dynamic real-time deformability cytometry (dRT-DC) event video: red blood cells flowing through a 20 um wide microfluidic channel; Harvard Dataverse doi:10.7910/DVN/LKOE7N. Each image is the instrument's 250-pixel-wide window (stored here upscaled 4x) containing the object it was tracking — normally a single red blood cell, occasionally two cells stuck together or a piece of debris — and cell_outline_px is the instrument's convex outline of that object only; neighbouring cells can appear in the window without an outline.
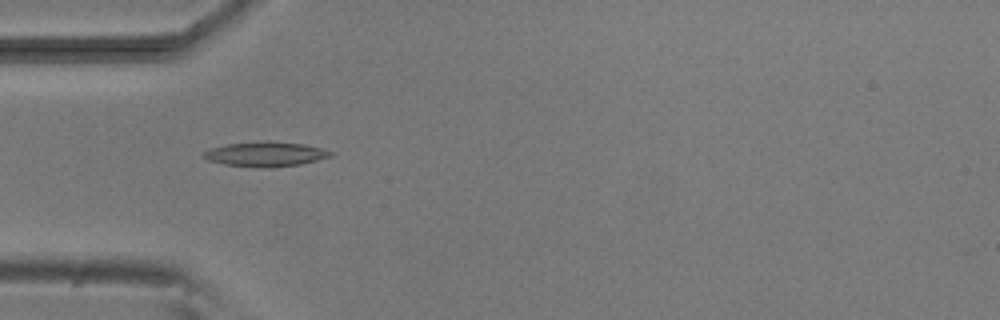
{"species": "common noctule bat (a hibernating species)", "species_latin": "Nyctalus noctula", "temperature_condition": "room temperature", "stored_images_in_passage": 6, "camera_frame_rate_fps": 3000, "um_per_image_px": 0.085, "animal": {"sex": "male", "body_mass_g": 20.5, "forearm_length_mm": 52.5}, "frame": {"image": 1, "passage_image": 4, "time_ms": 4.0, "image_size_px": [1000, 320], "cell_outline_px": [[336, 152], [332, 156], [300, 164], [272, 168], [264, 168], [224, 164], [208, 160], [204, 156], [204, 152], [208, 148], [228, 144], [264, 140], [268, 140], [304, 144]], "centroid_in_image_um": [22.59, 13.09], "position_along_channel_um": 62.4, "area_um2": 18.44}}
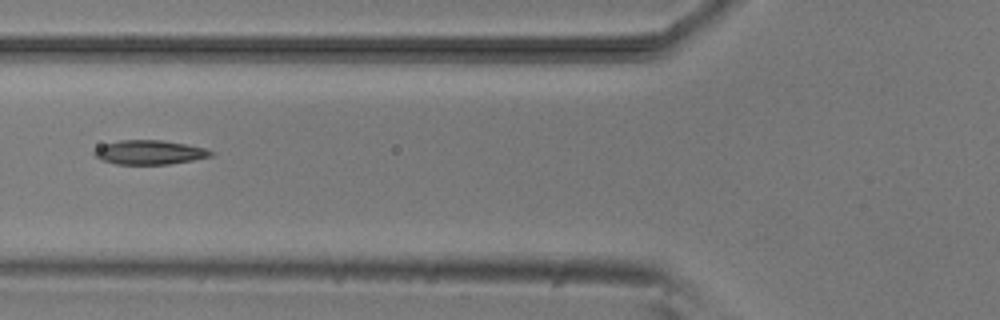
{"frame": {"image": 2, "passage_image": 5, "time_ms": 5.333, "image_size_px": [1000, 320], "cell_outline_px": [[216, 152], [212, 156], [192, 160], [168, 164], [116, 164], [100, 160], [92, 152], [96, 148], [104, 144], [120, 140], [164, 140], [204, 148]], "centroid_in_image_um": [12.69, 12.95], "position_along_channel_um": 113.1, "area_um2": 16.42}}
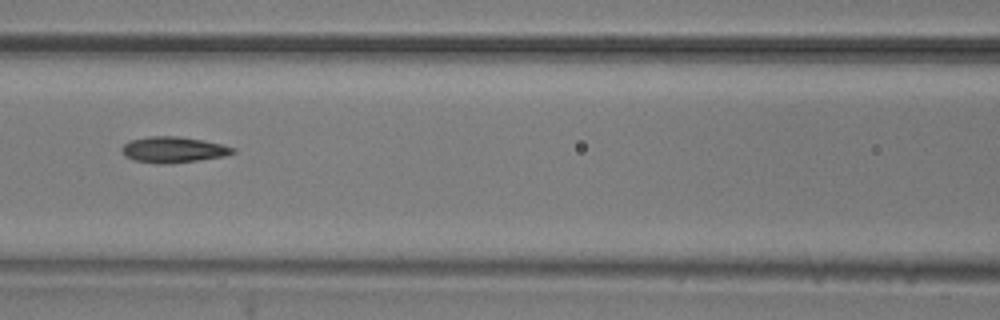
{"frame": {"image": 3, "passage_image": 6, "time_ms": 6.333, "image_size_px": [1000, 320], "cell_outline_px": [[236, 152], [224, 156], [168, 164], [160, 164], [132, 160], [124, 156], [120, 152], [120, 148], [128, 140], [148, 136], [180, 136], [220, 144], [236, 148]], "centroid_in_image_um": [14.65, 12.72], "position_along_channel_um": 151.9, "area_um2": 16.88}}